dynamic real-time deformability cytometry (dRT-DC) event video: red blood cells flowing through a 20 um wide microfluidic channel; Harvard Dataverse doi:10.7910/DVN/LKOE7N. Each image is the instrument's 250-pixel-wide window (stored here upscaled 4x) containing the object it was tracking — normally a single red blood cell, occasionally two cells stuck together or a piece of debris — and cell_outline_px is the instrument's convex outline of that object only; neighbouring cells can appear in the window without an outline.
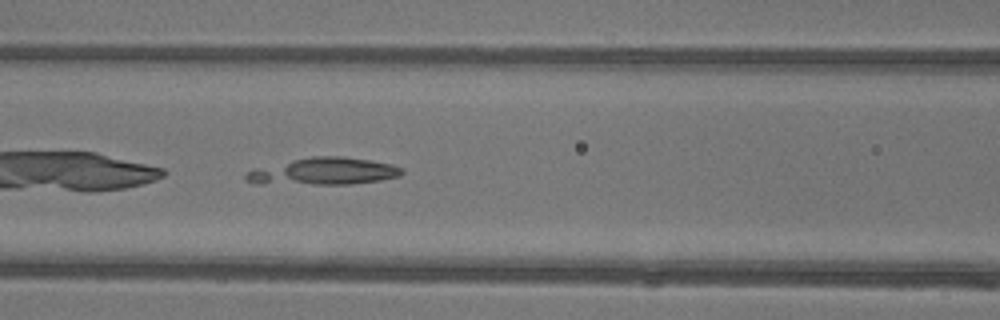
{"species": "common noctule bat (a hibernating species)", "species_latin": "Nyctalus noctula", "temperature_condition": "warm", "stored_images_in_passage": 31, "camera_frame_rate_fps": 3000, "um_per_image_px": 0.085, "animal": {"sex": "female"}, "frame": {"image": 1, "passage_image": 6, "time_ms": 1.667, "image_size_px": [1000, 320], "cell_outline_px": [[404, 172], [400, 176], [380, 180], [348, 184], [256, 184], [248, 180], [244, 176], [248, 172], [256, 168], [292, 160], [312, 156], [340, 156], [372, 160], [392, 164], [404, 168]], "centroid_in_image_um": [27.55, 14.57], "position_along_channel_um": 139.0, "area_um2": 24.57}}
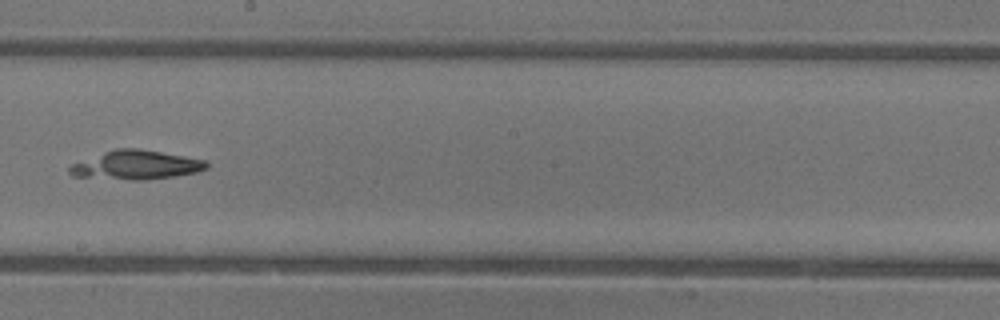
{"frame": {"image": 2, "passage_image": 13, "time_ms": 4.0, "image_size_px": [1000, 320], "cell_outline_px": [[208, 168], [196, 172], [172, 176], [144, 180], [132, 180], [72, 176], [68, 172], [68, 168], [72, 164], [104, 152], [116, 148], [136, 148], [184, 156], [204, 160], [208, 164]], "centroid_in_image_um": [11.54, 14.03], "position_along_channel_um": 236.7, "area_um2": 22.77}}
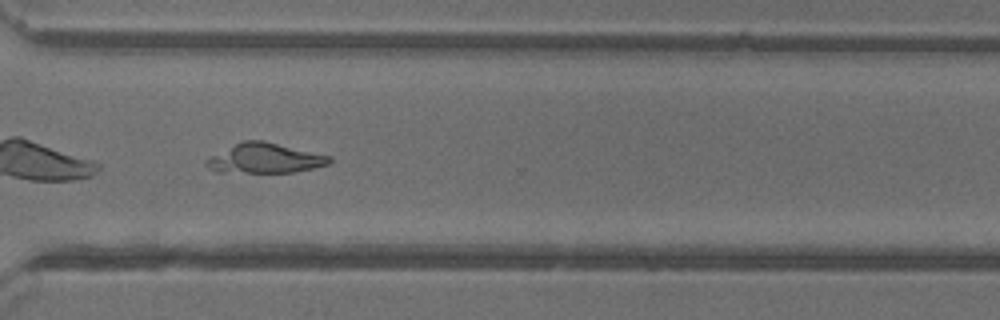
{"frame": {"image": 3, "passage_image": 21, "time_ms": 6.667, "image_size_px": [1000, 320], "cell_outline_px": [[332, 160], [328, 164], [312, 168], [292, 172], [216, 172], [208, 168], [204, 164], [204, 160], [244, 140], [264, 140], [332, 156]], "centroid_in_image_um": [22.52, 13.45], "position_along_channel_um": 348.1, "area_um2": 21.21}}